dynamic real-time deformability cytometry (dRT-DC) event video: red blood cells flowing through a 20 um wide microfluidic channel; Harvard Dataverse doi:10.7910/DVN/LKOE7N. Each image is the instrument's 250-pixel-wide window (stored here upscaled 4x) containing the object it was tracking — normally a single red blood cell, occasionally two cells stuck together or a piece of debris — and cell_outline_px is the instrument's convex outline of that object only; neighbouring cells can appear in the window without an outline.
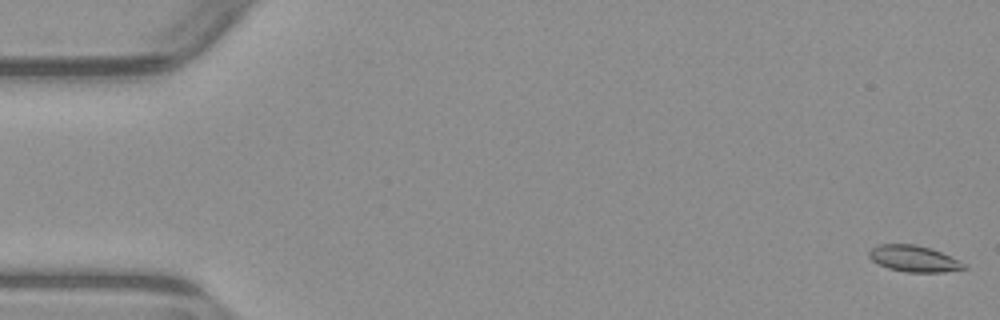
{"species": "common noctule bat (a hibernating species)", "species_latin": "Nyctalus noctula", "temperature_condition": "warm", "stored_images_in_passage": 17, "camera_frame_rate_fps": 3000, "um_per_image_px": 0.085, "animal": {"sex": "male", "body_mass_g": 23.1, "forearm_length_mm": 52.7}, "frame": {"image": 1, "passage_image": 1, "time_ms": 0.0, "image_size_px": [1000, 320], "cell_outline_px": [[968, 268], [944, 272], [904, 272], [888, 268], [872, 260], [868, 256], [868, 252], [876, 244], [916, 244], [932, 248], [960, 260], [968, 264]], "centroid_in_image_um": [77.72, 21.98], "position_along_channel_um": 7.3, "area_um2": 14.8}}